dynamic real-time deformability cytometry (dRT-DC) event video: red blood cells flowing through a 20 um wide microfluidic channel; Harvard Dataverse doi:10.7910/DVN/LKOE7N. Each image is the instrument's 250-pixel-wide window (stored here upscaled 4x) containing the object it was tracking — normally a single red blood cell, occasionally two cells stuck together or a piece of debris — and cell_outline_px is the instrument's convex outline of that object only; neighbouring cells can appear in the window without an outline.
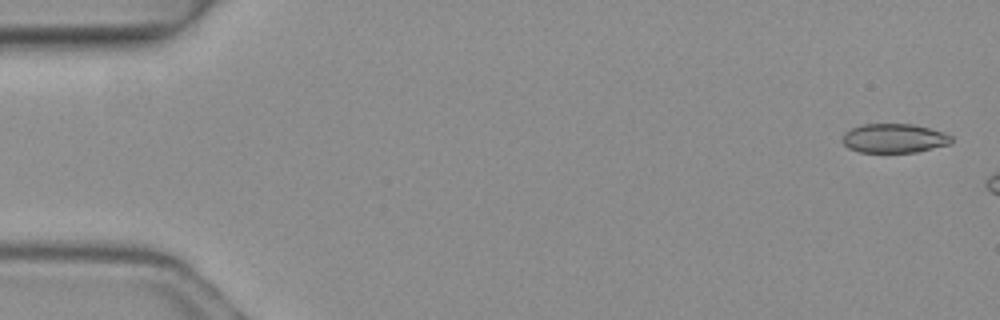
{"species": "common noctule bat (a hibernating species)", "species_latin": "Nyctalus noctula", "temperature_condition": "warm", "stored_images_in_passage": 6, "segment_of_instrument_passage": [2, 2], "camera_frame_rate_fps": 3000, "um_per_image_px": 0.085, "animal": {"sex": "female", "body_mass_g": 19.3, "forearm_length_mm": 54.1}, "frame": {"image": 1, "passage_image": 6, "time_ms": 1.667, "image_size_px": [1000, 320], "cell_outline_px": [[952, 140], [948, 144], [916, 152], [860, 152], [848, 148], [840, 140], [844, 132], [860, 124], [912, 124], [944, 132], [952, 136]], "centroid_in_image_um": [75.95, 11.75], "position_along_channel_um": 9.1, "area_um2": 18.5}}